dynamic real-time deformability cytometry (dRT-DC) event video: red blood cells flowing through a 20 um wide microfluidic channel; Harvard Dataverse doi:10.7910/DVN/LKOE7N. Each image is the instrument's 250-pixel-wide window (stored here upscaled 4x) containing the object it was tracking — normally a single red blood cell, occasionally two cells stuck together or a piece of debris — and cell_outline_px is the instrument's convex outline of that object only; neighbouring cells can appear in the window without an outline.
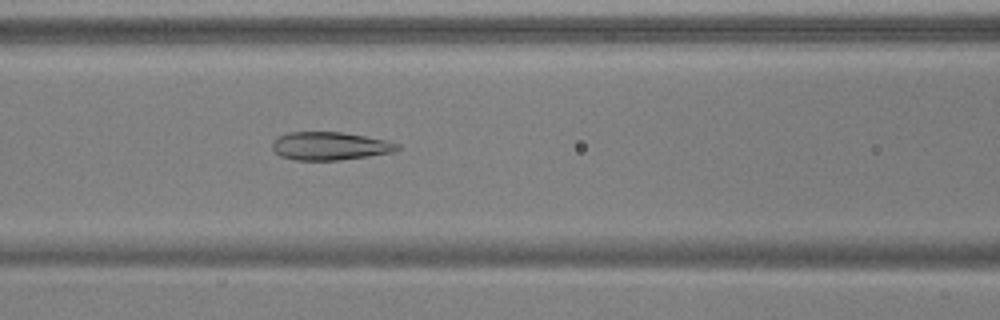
{"species": "common noctule bat (a hibernating species)", "species_latin": "Nyctalus noctula", "temperature_condition": "warm", "stored_images_in_passage": 47, "camera_frame_rate_fps": 3000, "um_per_image_px": 0.085, "animal": {"sex": "male", "body_mass_g": 17.9, "forearm_length_mm": 54.2}, "frame": {"image": 1, "passage_image": 23, "time_ms": 7.333, "image_size_px": [1000, 320], "cell_outline_px": [[400, 148], [396, 152], [340, 160], [296, 160], [280, 156], [272, 148], [272, 144], [280, 136], [288, 132], [340, 132], [364, 136], [384, 140], [400, 144]], "centroid_in_image_um": [28.07, 12.42], "position_along_channel_um": 138.5, "area_um2": 20.35}}
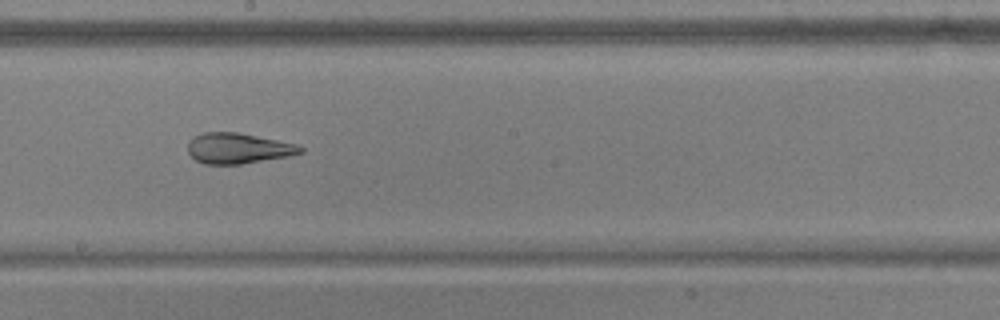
{"frame": {"image": 2, "passage_image": 30, "time_ms": 9.667, "image_size_px": [1000, 320], "cell_outline_px": [[304, 152], [288, 156], [240, 164], [204, 164], [196, 160], [188, 152], [188, 144], [192, 136], [204, 132], [236, 132], [296, 144], [304, 148]], "centroid_in_image_um": [20.21, 12.6], "position_along_channel_um": 228.0, "area_um2": 19.88}}
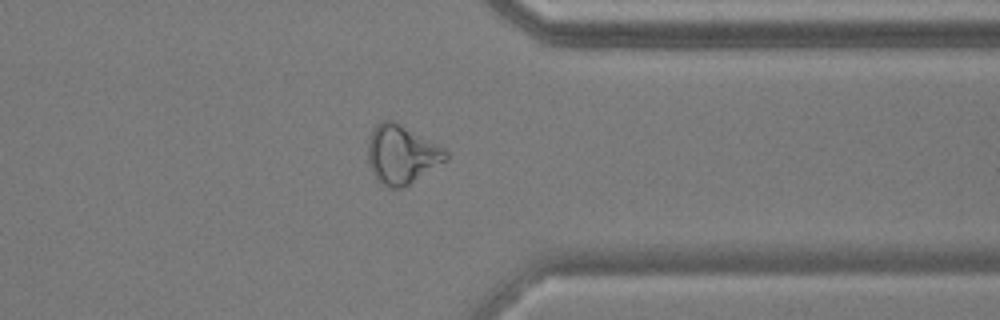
{"frame": {"image": 3, "passage_image": 42, "time_ms": 13.667, "image_size_px": [1000, 320], "cell_outline_px": [[448, 160], [404, 188], [388, 188], [372, 172], [368, 160], [368, 140], [372, 128], [376, 124], [384, 120], [392, 120], [400, 124], [444, 148], [448, 152]], "centroid_in_image_um": [34.15, 13.13], "position_along_channel_um": 377.3, "area_um2": 26.53}}